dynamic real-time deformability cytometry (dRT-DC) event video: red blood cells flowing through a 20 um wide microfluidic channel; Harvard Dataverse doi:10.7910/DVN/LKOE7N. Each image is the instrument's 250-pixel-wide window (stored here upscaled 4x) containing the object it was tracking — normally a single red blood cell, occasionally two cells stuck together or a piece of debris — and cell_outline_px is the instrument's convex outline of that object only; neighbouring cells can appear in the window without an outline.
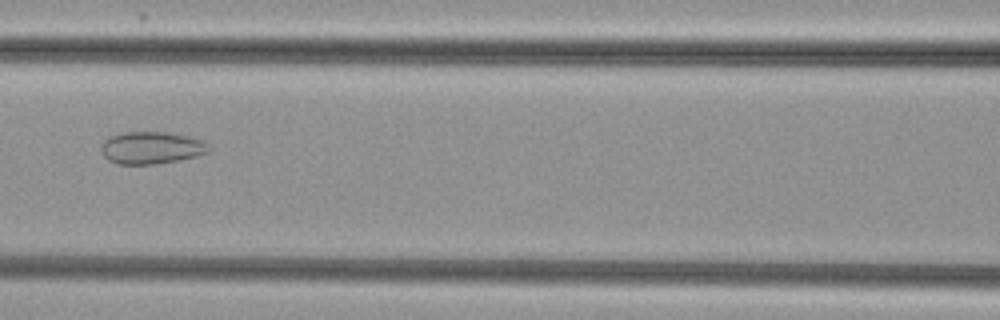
{"species": "common noctule bat (a hibernating species)", "species_latin": "Nyctalus noctula", "temperature_condition": "cold", "stored_images_in_passage": 46, "camera_frame_rate_fps": 3000, "um_per_image_px": 0.085, "animal": {"sex": "female", "body_mass_g": 29.2, "forearm_length_mm": 56.3}, "frame": {"image": 1, "passage_image": 17, "time_ms": 5.333, "image_size_px": [1000, 320], "cell_outline_px": [[208, 152], [196, 156], [180, 160], [152, 164], [116, 164], [108, 160], [104, 156], [100, 148], [104, 140], [112, 136], [124, 132], [164, 132], [188, 136], [200, 140], [208, 144]], "centroid_in_image_um": [12.84, 12.57], "position_along_channel_um": 153.8, "area_um2": 20.06}}
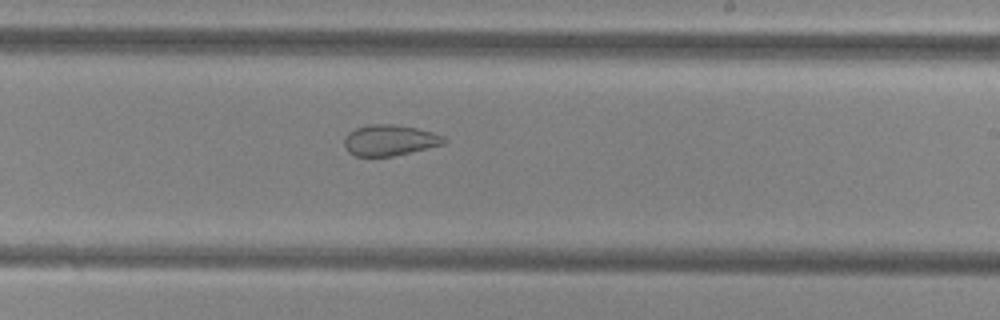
{"frame": {"image": 2, "passage_image": 25, "time_ms": 8.0, "image_size_px": [1000, 320], "cell_outline_px": [[448, 140], [444, 144], [428, 148], [392, 156], [356, 156], [348, 152], [344, 144], [344, 140], [348, 132], [356, 128], [368, 124], [392, 124], [416, 128], [432, 132], [444, 136]], "centroid_in_image_um": [33.12, 11.91], "position_along_channel_um": 255.9, "area_um2": 17.92}}
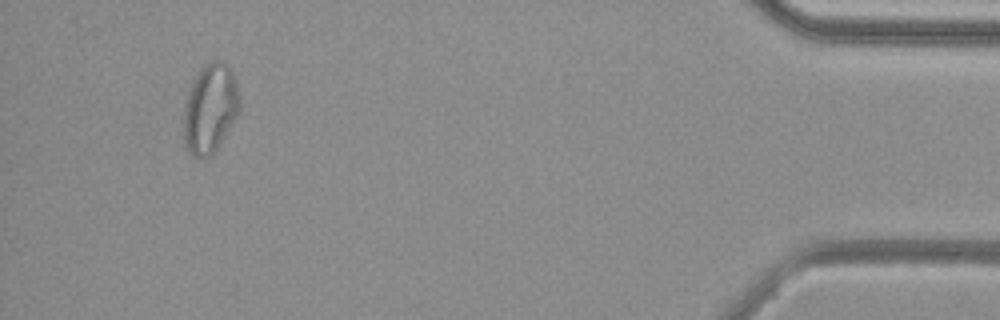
{"frame": {"image": 3, "passage_image": 43, "time_ms": 14.0, "image_size_px": [1000, 320], "cell_outline_px": [[240, 108], [236, 116], [224, 136], [216, 148], [208, 156], [200, 160], [192, 156], [188, 152], [184, 140], [184, 108], [188, 92], [192, 80], [200, 68], [208, 60], [224, 60], [232, 68], [236, 80], [240, 96]], "centroid_in_image_um": [17.86, 9.16], "position_along_channel_um": 417.3, "area_um2": 29.42}, "authors_computed_cell_mechanics": {"area_um2": 24.4494, "velocity_mm_per_s": 3.8383, "shape_relaxation_time_tau1_ms": null, "shape_relaxation_time_tau2_ms": 1.864, "deformation_change_tau1": null, "deformation_change_tau2": 0.0846}}